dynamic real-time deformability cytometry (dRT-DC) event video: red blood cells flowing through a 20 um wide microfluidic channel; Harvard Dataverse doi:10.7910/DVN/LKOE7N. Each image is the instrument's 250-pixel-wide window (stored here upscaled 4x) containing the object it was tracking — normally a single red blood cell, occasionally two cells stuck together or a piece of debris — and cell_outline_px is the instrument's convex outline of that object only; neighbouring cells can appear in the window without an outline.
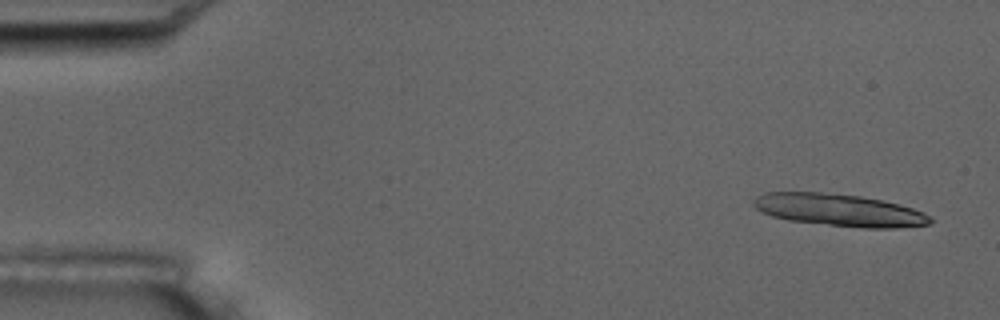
{"species": "common noctule bat (a hibernating species)", "species_latin": "Nyctalus noctula", "temperature_condition": "room temperature", "stored_images_in_passage": 5, "camera_frame_rate_fps": 3000, "um_per_image_px": 0.085, "animal": {"sex": "male", "body_mass_g": 17.5, "forearm_length_mm": 52.3}, "frame": {"image": 1, "passage_image": 1, "time_ms": 0.0, "image_size_px": [1000, 320], "cell_outline_px": [[932, 224], [896, 228], [864, 228], [788, 220], [772, 216], [756, 208], [752, 204], [752, 200], [756, 196], [764, 192], [820, 192], [860, 196], [884, 200], [912, 208], [924, 212], [932, 216]], "centroid_in_image_um": [71.36, 17.85], "position_along_channel_um": 13.6, "area_um2": 33.29}}